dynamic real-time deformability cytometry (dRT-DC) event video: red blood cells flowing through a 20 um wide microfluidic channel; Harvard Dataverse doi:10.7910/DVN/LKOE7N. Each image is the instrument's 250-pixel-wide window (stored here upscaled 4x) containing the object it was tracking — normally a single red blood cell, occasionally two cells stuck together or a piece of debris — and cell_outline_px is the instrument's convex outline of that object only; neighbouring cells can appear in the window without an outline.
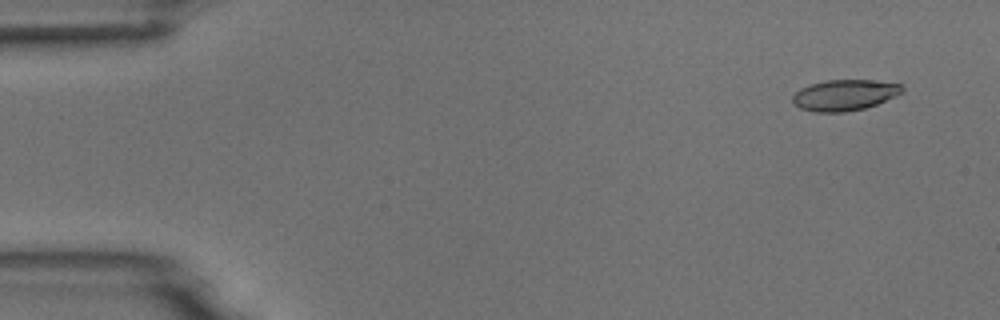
{"species": "common noctule bat (a hibernating species)", "species_latin": "Nyctalus noctula", "temperature_condition": "room temperature", "stored_images_in_passage": 4, "camera_frame_rate_fps": 3000, "um_per_image_px": 0.085, "animal": {"sex": "male", "body_mass_g": 18.8}, "frame": {"image": 1, "passage_image": 1, "time_ms": 0.0, "image_size_px": [1000, 320], "cell_outline_px": [[904, 92], [896, 96], [876, 104], [864, 108], [844, 112], [816, 112], [800, 108], [792, 100], [792, 96], [800, 88], [808, 84], [828, 80], [872, 80], [904, 84]], "centroid_in_image_um": [71.81, 8.07], "position_along_channel_um": 13.2, "area_um2": 19.83}}
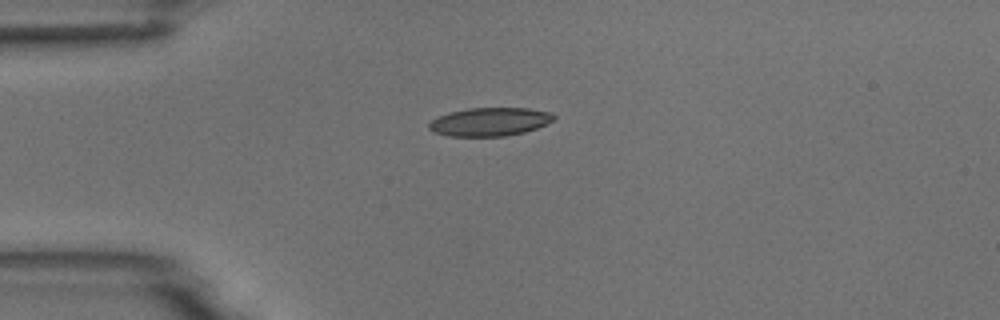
{"frame": {"image": 2, "passage_image": 4, "time_ms": 1.0, "image_size_px": [1000, 320], "cell_outline_px": [[556, 116], [552, 120], [536, 128], [524, 132], [504, 136], [448, 136], [432, 132], [428, 128], [428, 124], [436, 116], [448, 112], [468, 108], [528, 108], [552, 112]], "centroid_in_image_um": [41.58, 10.34], "position_along_channel_um": 43.4, "area_um2": 20.75}}